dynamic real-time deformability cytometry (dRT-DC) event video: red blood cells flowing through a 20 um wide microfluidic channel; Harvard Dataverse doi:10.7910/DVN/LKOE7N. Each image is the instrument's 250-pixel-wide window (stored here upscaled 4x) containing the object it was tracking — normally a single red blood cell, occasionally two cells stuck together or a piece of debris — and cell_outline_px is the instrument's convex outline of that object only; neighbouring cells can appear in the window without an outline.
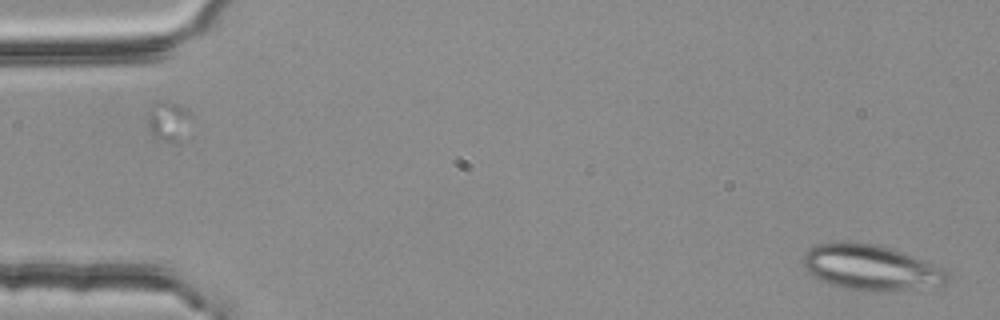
{"species": "common noctule bat (a hibernating species)", "species_latin": "Nyctalus noctula", "temperature_condition": "room temperature", "stored_images_in_passage": 52, "camera_frame_rate_fps": 3000, "um_per_image_px": 0.085, "animal": {"sex": "female", "body_mass_g": 25.1}, "frame": {"image": 1, "passage_image": 1, "time_ms": 0.0, "image_size_px": [1000, 320], "cell_outline_px": [[952, 280], [944, 284], [888, 292], [872, 292], [848, 288], [832, 284], [808, 272], [804, 268], [804, 252], [816, 244], [872, 244], [904, 252], [944, 268], [948, 272]], "centroid_in_image_um": [74.11, 22.77], "position_along_channel_um": 10.9, "area_um2": 37.45}}
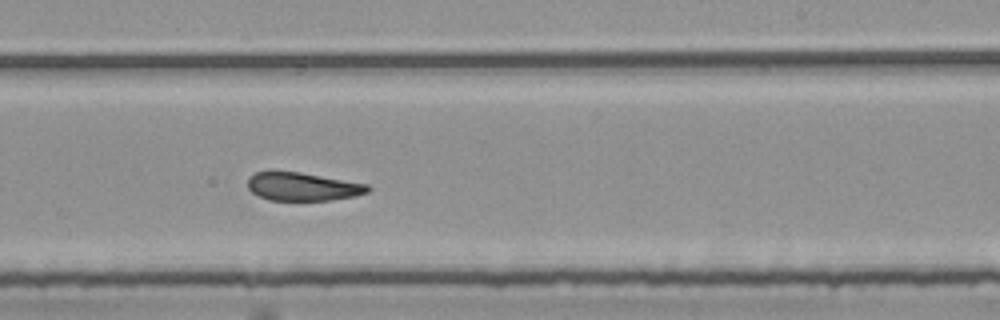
{"frame": {"image": 2, "passage_image": 32, "time_ms": 10.333, "image_size_px": [1000, 320], "cell_outline_px": [[372, 188], [368, 192], [356, 196], [328, 200], [268, 200], [252, 192], [248, 188], [248, 176], [256, 172], [300, 172], [368, 184]], "centroid_in_image_um": [25.75, 15.86], "position_along_channel_um": 263.3, "area_um2": 19.65}}
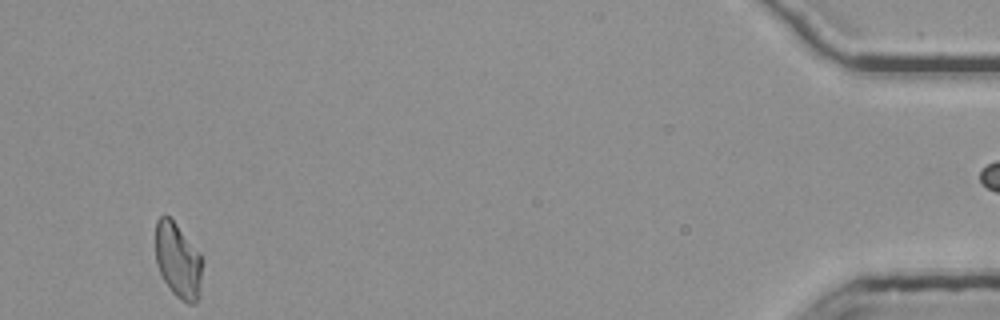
{"frame": {"image": 3, "passage_image": 51, "time_ms": 16.667, "image_size_px": [1000, 320], "cell_outline_px": [[204, 260], [200, 296], [196, 304], [188, 304], [176, 296], [172, 292], [164, 280], [156, 264], [156, 220], [160, 216], [168, 216], [176, 224], [200, 252]], "centroid_in_image_um": [15.18, 22.18], "position_along_channel_um": 420.0, "area_um2": 20.87}}